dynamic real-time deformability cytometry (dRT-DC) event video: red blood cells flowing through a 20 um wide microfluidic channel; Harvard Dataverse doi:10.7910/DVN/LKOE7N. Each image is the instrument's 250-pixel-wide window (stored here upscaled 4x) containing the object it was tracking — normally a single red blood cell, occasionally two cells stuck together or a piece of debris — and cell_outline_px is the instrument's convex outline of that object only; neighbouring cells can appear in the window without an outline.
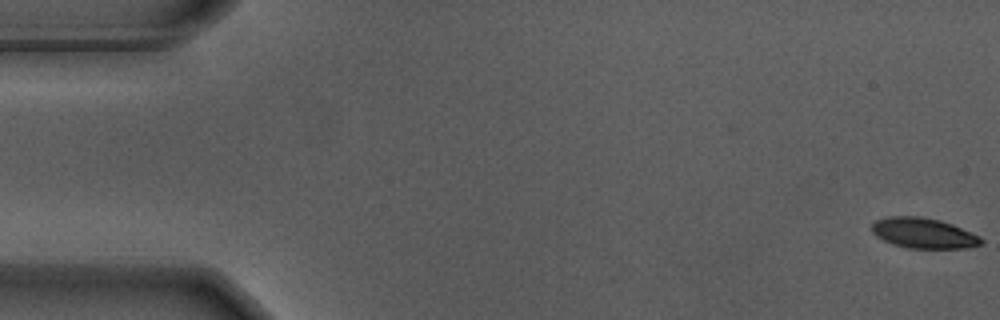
{"species": "Egyptian fruit bat (a non-hibernating species)", "species_latin": "Rousettus aegyptiacus", "temperature_condition": "warm", "stored_images_in_passage": 57, "camera_frame_rate_fps": 3000, "um_per_image_px": 0.085, "animal": {"sex": "male"}, "frame": {"image": 1, "passage_image": 1, "time_ms": 0.0, "image_size_px": [1000, 320], "cell_outline_px": [[984, 244], [968, 248], [908, 248], [892, 244], [876, 236], [872, 232], [872, 224], [876, 220], [888, 216], [920, 216], [940, 220], [952, 224], [980, 236], [984, 240]], "centroid_in_image_um": [78.52, 19.82], "position_along_channel_um": 6.5, "area_um2": 19.48}}
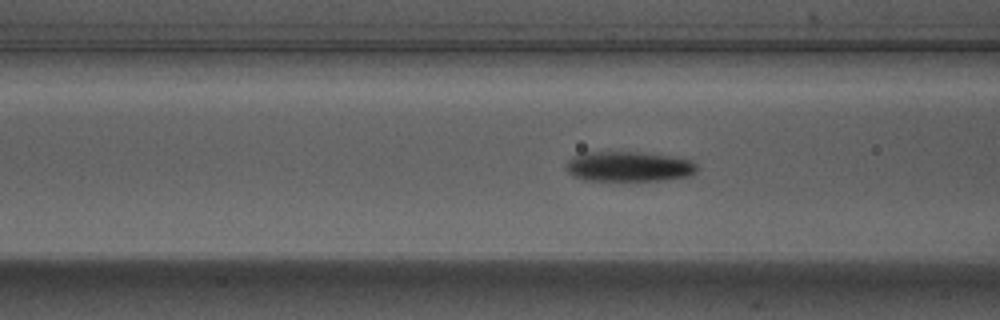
{"frame": {"image": 2, "passage_image": 22, "time_ms": 7.0, "image_size_px": [1000, 320], "cell_outline_px": [[700, 168], [692, 176], [664, 180], [584, 180], [572, 176], [564, 168], [564, 164], [572, 156], [584, 152], [640, 152], [668, 156], [692, 160]], "centroid_in_image_um": [53.43, 14.15], "position_along_channel_um": 113.2, "area_um2": 23.24}}
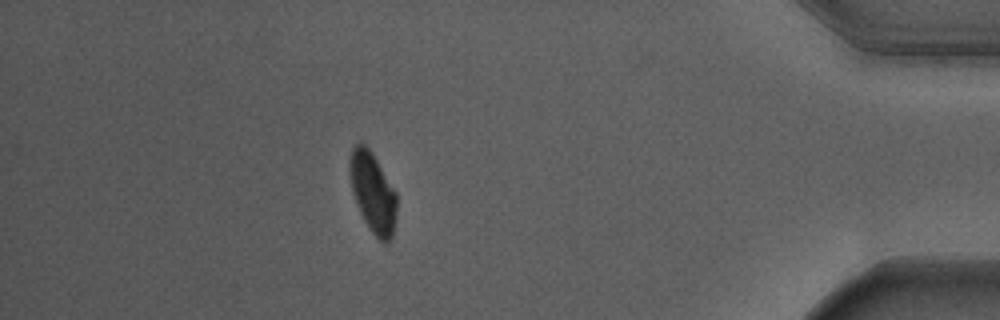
{"frame": {"image": 3, "passage_image": 50, "time_ms": 16.333, "image_size_px": [1000, 320], "cell_outline_px": [[396, 216], [392, 236], [384, 244], [372, 232], [364, 220], [360, 212], [352, 192], [348, 160], [352, 148], [360, 140], [372, 152], [396, 192]], "centroid_in_image_um": [31.67, 16.32], "position_along_channel_um": 403.5, "area_um2": 21.85}, "authors_computed_cell_mechanics": {"area_um2": 22.4264, "velocity_mm_per_s": 3.6563, "shape_relaxation_time_tau1_ms": 2.5251, "shape_relaxation_time_tau2_ms": 3.7996, "deformation_change_tau1": 0.1699, "deformation_change_tau2": 0.0708}}